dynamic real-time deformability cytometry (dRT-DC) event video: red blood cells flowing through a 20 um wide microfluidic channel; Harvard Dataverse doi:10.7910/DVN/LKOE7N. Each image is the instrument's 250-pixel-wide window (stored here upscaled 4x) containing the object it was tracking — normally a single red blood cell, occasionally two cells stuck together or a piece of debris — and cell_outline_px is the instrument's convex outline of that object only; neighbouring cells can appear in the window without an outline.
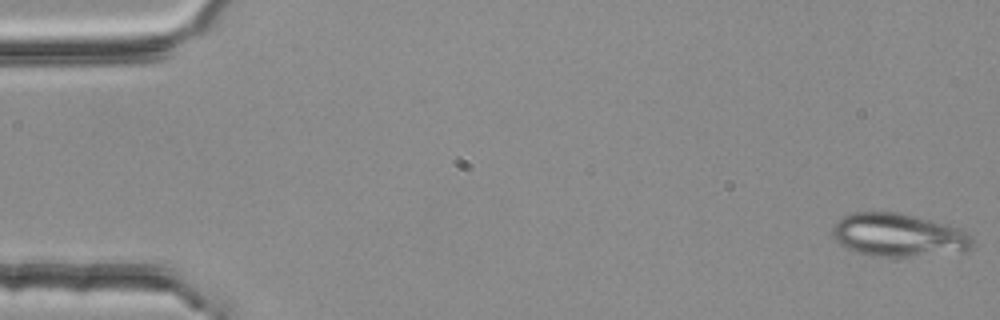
{"species": "common noctule bat (a hibernating species)", "species_latin": "Nyctalus noctula", "temperature_condition": "room temperature", "stored_images_in_passage": 5, "camera_frame_rate_fps": 3000, "um_per_image_px": 0.085, "animal": {"sex": "female", "body_mass_g": 25.1}, "frame": {"image": 1, "passage_image": 1, "time_ms": 0.0, "image_size_px": [1000, 320], "cell_outline_px": [[972, 248], [964, 252], [912, 256], [872, 256], [856, 252], [840, 244], [836, 240], [832, 232], [832, 228], [844, 216], [852, 212], [900, 212], [948, 224], [960, 228], [968, 232], [972, 240]], "centroid_in_image_um": [76.42, 19.98], "position_along_channel_um": 8.6, "area_um2": 35.26}}